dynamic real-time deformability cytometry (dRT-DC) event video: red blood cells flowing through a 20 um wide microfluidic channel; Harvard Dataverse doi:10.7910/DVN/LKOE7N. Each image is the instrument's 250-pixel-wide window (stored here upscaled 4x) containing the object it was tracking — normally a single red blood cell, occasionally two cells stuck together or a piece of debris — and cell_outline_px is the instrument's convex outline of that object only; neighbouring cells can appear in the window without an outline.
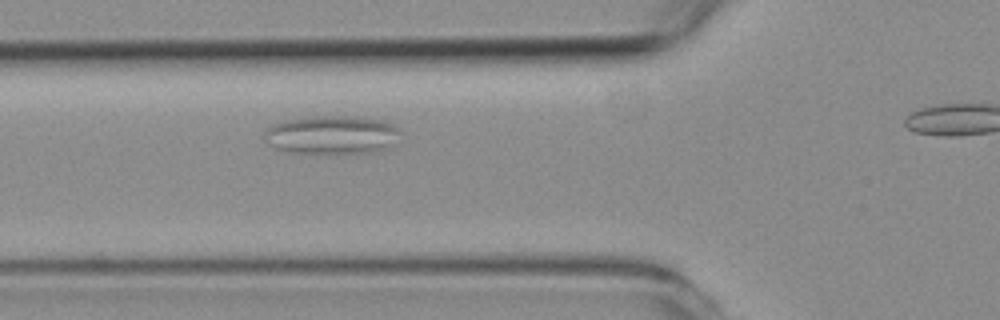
{"species": "common noctule bat (a hibernating species)", "species_latin": "Nyctalus noctula", "temperature_condition": "room temperature", "stored_images_in_passage": 5, "camera_frame_rate_fps": 3000, "um_per_image_px": 0.085, "animal": {"sex": "female", "body_mass_g": 19.3, "forearm_length_mm": 54.1}, "frame": {"image": 1, "passage_image": 4, "time_ms": 3.333, "image_size_px": [1000, 320], "cell_outline_px": [[400, 132], [384, 148], [372, 152], [296, 152], [280, 148], [272, 144], [264, 136], [264, 128], [272, 124], [284, 120], [304, 116], [356, 116], [380, 120], [392, 124], [400, 128]], "centroid_in_image_um": [28.16, 11.41], "position_along_channel_um": 97.6, "area_um2": 29.71}}